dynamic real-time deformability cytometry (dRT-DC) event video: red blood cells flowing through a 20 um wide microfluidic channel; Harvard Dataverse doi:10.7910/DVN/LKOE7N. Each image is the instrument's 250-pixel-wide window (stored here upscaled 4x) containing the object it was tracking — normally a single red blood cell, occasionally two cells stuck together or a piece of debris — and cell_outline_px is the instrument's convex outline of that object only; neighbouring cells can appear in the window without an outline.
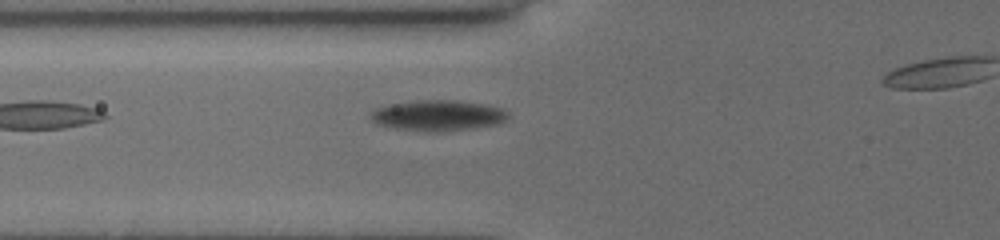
{"species": "common noctule bat (a hibernating species)", "species_latin": "Nyctalus noctula", "temperature_condition": "cold", "stored_images_in_passage": 25, "camera_frame_rate_fps": 3000, "um_per_image_px": 0.085, "animal": {"sex": "female", "body_mass_g": 19.5, "forearm_length_mm": 54.1}, "frame": {"image": 1, "passage_image": 2, "time_ms": 0.333, "image_size_px": [1000, 240], "cell_outline_px": [[508, 116], [500, 124], [472, 128], [440, 132], [436, 132], [396, 128], [376, 124], [372, 120], [372, 112], [376, 108], [388, 104], [416, 100], [456, 100], [484, 104], [500, 108], [508, 112]], "centroid_in_image_um": [37.23, 9.81], "position_along_channel_um": 88.6, "area_um2": 24.45}}
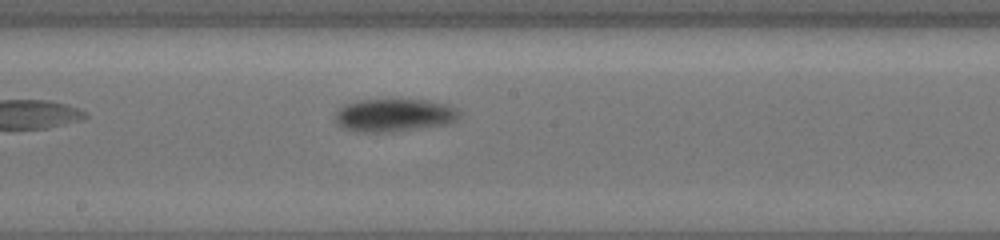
{"frame": {"image": 2, "passage_image": 12, "time_ms": 3.667, "image_size_px": [1000, 240], "cell_outline_px": [[460, 116], [456, 120], [448, 124], [392, 132], [356, 132], [344, 128], [336, 124], [336, 112], [344, 104], [360, 100], [424, 100], [444, 104], [456, 108], [460, 112]], "centroid_in_image_um": [33.49, 9.8], "position_along_channel_um": 214.7, "area_um2": 23.76}}
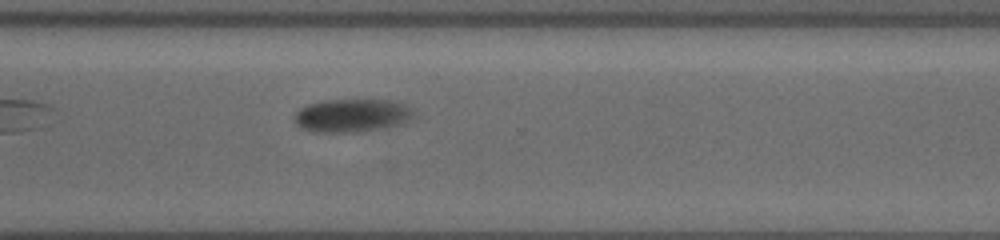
{"frame": {"image": 3, "passage_image": 22, "time_ms": 7.0, "image_size_px": [1000, 240], "cell_outline_px": [[412, 120], [404, 124], [356, 132], [312, 132], [300, 128], [292, 120], [292, 116], [300, 108], [308, 104], [324, 100], [388, 100], [400, 104], [408, 108], [412, 112]], "centroid_in_image_um": [29.83, 9.83], "position_along_channel_um": 340.8, "area_um2": 23.06}, "authors_computed_cell_mechanics": {"area_um2": 23.1778, "velocity_mm_per_s": 3.7802, "shape_relaxation_time_tau1_ms": 3.2279, "shape_relaxation_time_tau2_ms": null, "deformation_change_tau1": 0.0699, "deformation_change_tau2": null}}